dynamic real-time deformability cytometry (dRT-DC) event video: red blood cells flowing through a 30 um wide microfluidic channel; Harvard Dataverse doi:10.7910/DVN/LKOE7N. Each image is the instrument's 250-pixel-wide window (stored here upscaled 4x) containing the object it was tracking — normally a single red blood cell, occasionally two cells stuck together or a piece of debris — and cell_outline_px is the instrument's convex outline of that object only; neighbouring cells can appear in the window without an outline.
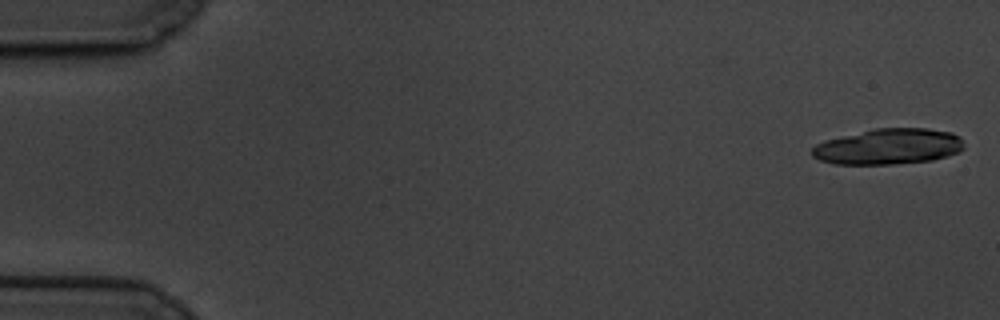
{"species": "common noctule bat (a hibernating species)", "species_latin": "Nyctalus noctula", "temperature_condition": "cold", "stored_images_in_passage": 18, "camera_frame_rate_fps": 3000, "um_per_image_px": 0.085, "animal": {"sex": "male", "body_mass_g": 19.5, "forearm_length_mm": 54.6}, "frame": {"image": 1, "passage_image": 2, "time_ms": 0.333, "image_size_px": [1000, 320], "cell_outline_px": [[964, 148], [960, 152], [948, 156], [932, 160], [892, 164], [832, 164], [820, 160], [812, 156], [812, 148], [816, 144], [824, 140], [876, 128], [928, 128], [952, 132], [960, 136], [964, 144]], "centroid_in_image_um": [75.54, 12.45], "position_along_channel_um": 9.5, "area_um2": 31.85}}